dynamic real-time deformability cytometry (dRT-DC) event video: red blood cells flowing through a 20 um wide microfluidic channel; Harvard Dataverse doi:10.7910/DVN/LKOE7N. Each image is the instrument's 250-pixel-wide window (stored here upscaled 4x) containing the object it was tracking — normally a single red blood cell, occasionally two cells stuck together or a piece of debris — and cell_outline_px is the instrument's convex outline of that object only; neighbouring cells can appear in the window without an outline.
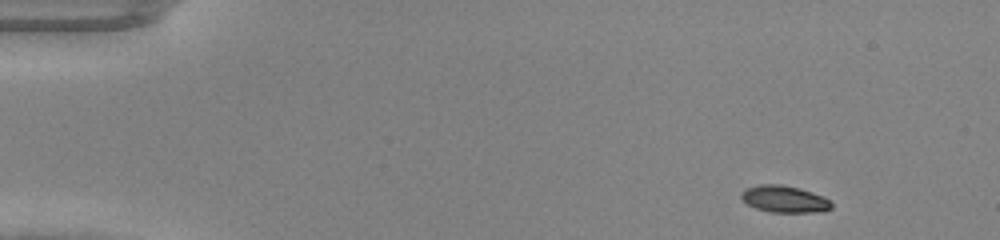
{"species": "common noctule bat (a hibernating species)", "species_latin": "Nyctalus noctula", "temperature_condition": "warm", "stored_images_in_passage": 44, "camera_frame_rate_fps": 3000, "um_per_image_px": 0.085, "animal": {"sex": "male", "body_mass_g": 20.0, "forearm_length_mm": 53.3}, "frame": {"image": 1, "passage_image": 1, "time_ms": 0.0, "image_size_px": [1000, 240], "cell_outline_px": [[832, 208], [824, 212], [768, 212], [756, 208], [748, 204], [740, 196], [740, 192], [748, 188], [760, 184], [780, 184], [800, 188], [824, 196], [832, 204]], "centroid_in_image_um": [66.7, 16.92], "position_along_channel_um": 18.3, "area_um2": 14.16}}
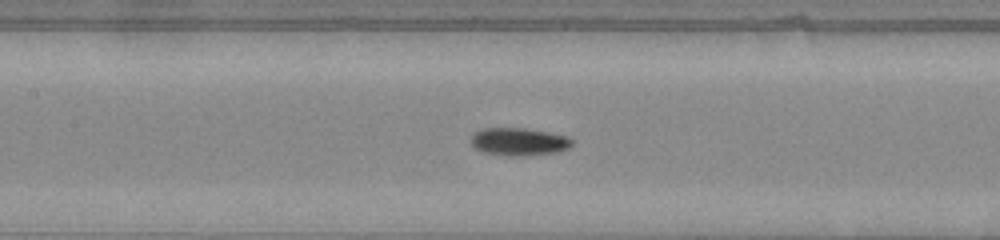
{"frame": {"image": 2, "passage_image": 19, "time_ms": 6.0, "image_size_px": [1000, 240], "cell_outline_px": [[572, 144], [568, 148], [556, 152], [524, 156], [508, 156], [484, 152], [476, 148], [468, 140], [476, 132], [484, 128], [524, 128], [548, 132], [568, 136], [572, 140]], "centroid_in_image_um": [44.1, 12.04], "position_along_channel_um": 163.3, "area_um2": 16.3}}
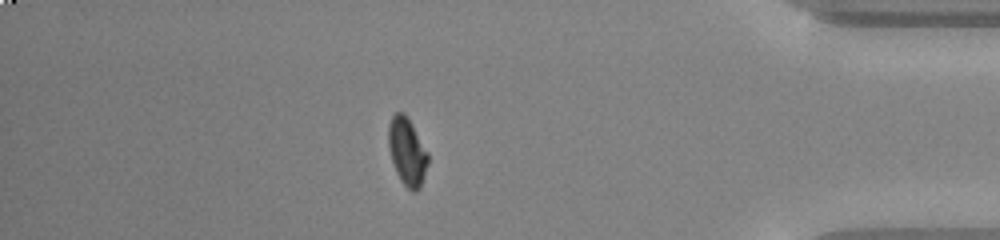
{"frame": {"image": 3, "passage_image": 38, "time_ms": 12.333, "image_size_px": [1000, 240], "cell_outline_px": [[428, 164], [420, 188], [416, 192], [412, 192], [400, 180], [396, 172], [388, 148], [388, 124], [392, 116], [396, 112], [404, 112], [412, 124], [428, 152]], "centroid_in_image_um": [34.6, 12.88], "position_along_channel_um": 400.6, "area_um2": 15.66}}